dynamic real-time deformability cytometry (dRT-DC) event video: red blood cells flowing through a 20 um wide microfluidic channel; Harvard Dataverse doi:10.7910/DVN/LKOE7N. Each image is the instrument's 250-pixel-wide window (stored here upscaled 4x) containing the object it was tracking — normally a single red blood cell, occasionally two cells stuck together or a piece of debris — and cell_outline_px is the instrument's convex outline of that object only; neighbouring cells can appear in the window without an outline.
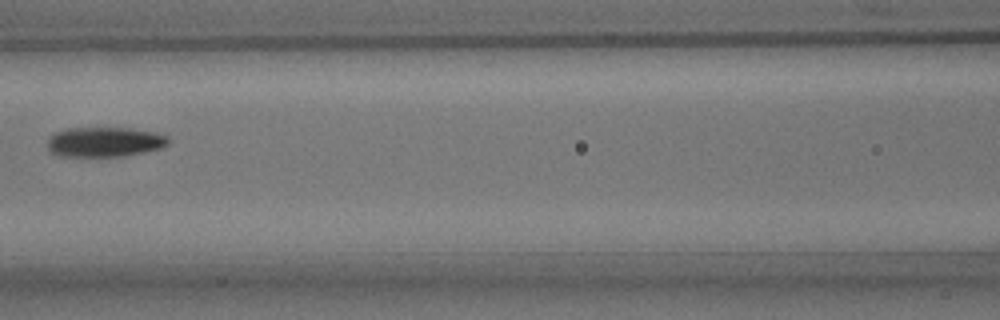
{"species": "common noctule bat (a hibernating species)", "species_latin": "Nyctalus noctula", "temperature_condition": "room temperature", "stored_images_in_passage": 12, "camera_frame_rate_fps": 3000, "um_per_image_px": 0.085, "animal": {"sex": "male", "body_mass_g": 15.6}, "frame": {"image": 1, "passage_image": 7, "time_ms": 7.0, "image_size_px": [1000, 320], "cell_outline_px": [[168, 144], [160, 148], [144, 152], [120, 156], [60, 156], [52, 152], [48, 148], [48, 136], [56, 132], [68, 128], [128, 128], [156, 132], [168, 136]], "centroid_in_image_um": [8.88, 12.05], "position_along_channel_um": 157.7, "area_um2": 20.92}}
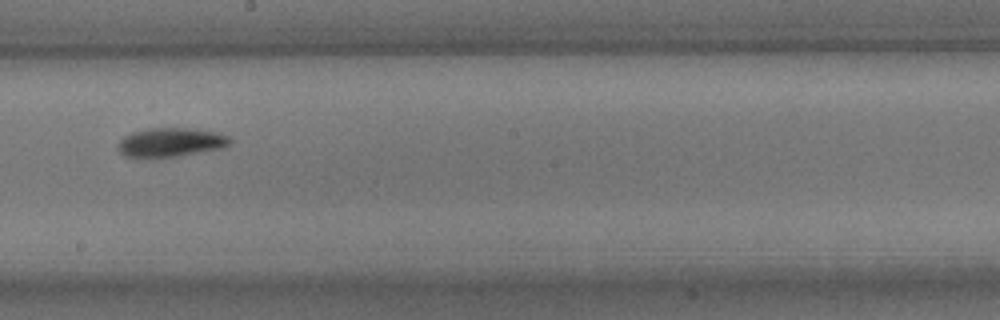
{"frame": {"image": 2, "passage_image": 10, "time_ms": 11.333, "image_size_px": [1000, 320], "cell_outline_px": [[232, 140], [224, 148], [176, 156], [124, 156], [116, 148], [120, 140], [124, 136], [132, 132], [148, 128], [188, 128], [216, 132], [228, 136]], "centroid_in_image_um": [14.51, 12.08], "position_along_channel_um": 233.7, "area_um2": 18.61}}
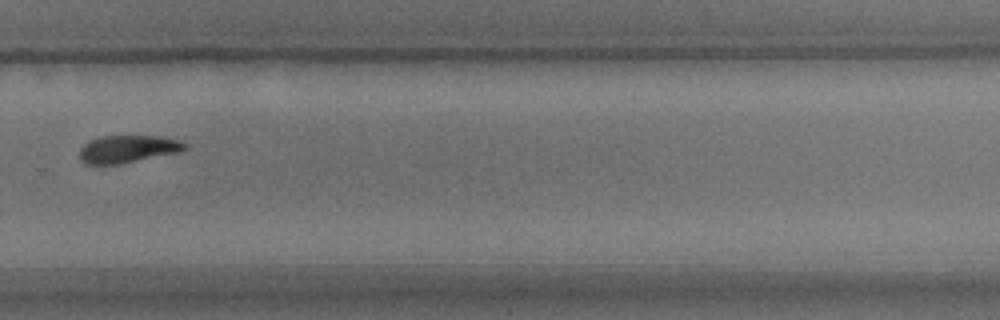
{"frame": {"image": 3, "passage_image": 12, "time_ms": 13.667, "image_size_px": [1000, 320], "cell_outline_px": [[188, 148], [180, 152], [120, 164], [84, 164], [80, 160], [80, 148], [88, 140], [100, 136], [160, 136], [176, 140], [188, 144]], "centroid_in_image_um": [10.85, 12.66], "position_along_channel_um": 319.0, "area_um2": 16.99}}